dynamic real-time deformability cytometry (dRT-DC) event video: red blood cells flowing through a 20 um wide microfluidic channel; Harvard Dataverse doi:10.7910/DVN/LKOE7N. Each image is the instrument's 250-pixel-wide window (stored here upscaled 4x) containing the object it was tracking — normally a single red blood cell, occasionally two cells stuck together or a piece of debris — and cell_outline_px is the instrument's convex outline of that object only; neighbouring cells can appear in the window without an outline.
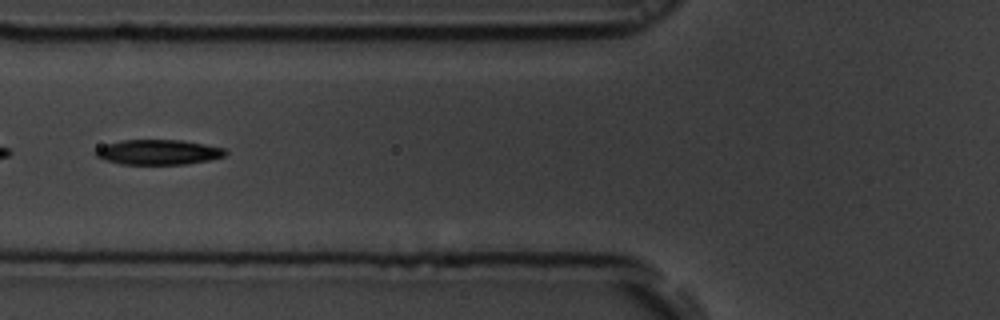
{"species": "common noctule bat (a hibernating species)", "species_latin": "Nyctalus noctula", "temperature_condition": "room temperature", "stored_images_in_passage": 52, "camera_frame_rate_fps": 3000, "um_per_image_px": 0.085, "animal": {"sex": "male", "body_mass_g": 19.5, "forearm_length_mm": 54.6}, "frame": {"image": 1, "passage_image": 18, "time_ms": 5.667, "image_size_px": [1000, 320], "cell_outline_px": [[228, 152], [224, 156], [208, 160], [184, 164], [120, 164], [104, 160], [96, 156], [92, 152], [96, 148], [108, 144], [124, 140], [184, 140], [224, 148]], "centroid_in_image_um": [13.43, 12.93], "position_along_channel_um": 112.4, "area_um2": 18.9}}
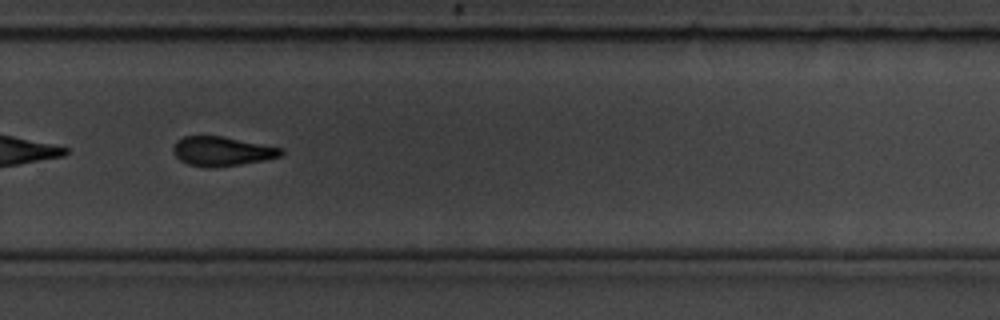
{"frame": {"image": 2, "passage_image": 34, "time_ms": 11.0, "image_size_px": [1000, 320], "cell_outline_px": [[284, 152], [280, 156], [264, 160], [216, 168], [208, 168], [188, 164], [180, 160], [172, 152], [172, 148], [176, 140], [184, 136], [224, 136], [284, 148]], "centroid_in_image_um": [18.86, 12.85], "position_along_channel_um": 310.9, "area_um2": 18.67}}
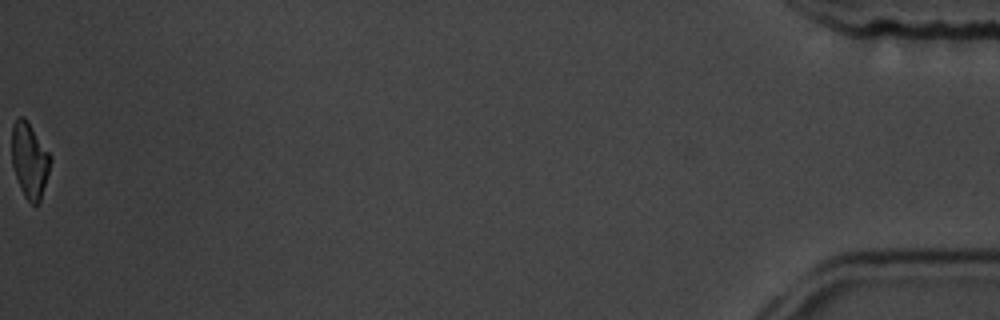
{"frame": {"image": 3, "passage_image": 52, "time_ms": 17.0, "image_size_px": [1000, 320], "cell_outline_px": [[52, 160], [40, 200], [36, 204], [32, 204], [24, 196], [20, 188], [12, 164], [12, 124], [20, 116], [24, 116], [28, 120], [52, 156]], "centroid_in_image_um": [2.52, 13.58], "position_along_channel_um": 432.7, "area_um2": 16.99}, "authors_computed_cell_mechanics": {"area_um2": 19.3919, "velocity_mm_per_s": 3.7313, "shape_relaxation_time_tau1_ms": 3.5001, "shape_relaxation_time_tau2_ms": 2.3475, "deformation_change_tau1": 0.1531, "deformation_change_tau2": 0.1041}}